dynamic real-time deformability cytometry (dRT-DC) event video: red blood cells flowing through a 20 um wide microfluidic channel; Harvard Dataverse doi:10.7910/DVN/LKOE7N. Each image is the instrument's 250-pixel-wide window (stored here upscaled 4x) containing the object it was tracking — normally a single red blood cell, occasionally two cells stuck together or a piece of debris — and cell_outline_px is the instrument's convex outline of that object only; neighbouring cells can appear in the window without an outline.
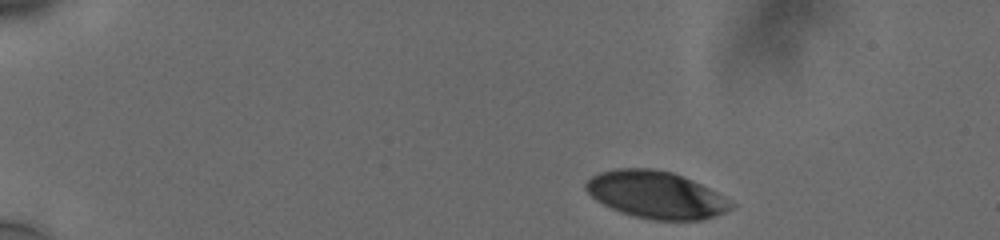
{"species": "human", "species_latin": "Homo sapiens", "temperature_condition": "cold", "stored_images_in_passage": 13, "camera_frame_rate_fps": 3000, "um_per_image_px": 0.085, "donor": {"sex": "male"}, "frame": {"image": 1, "passage_image": 1, "time_ms": 0.0, "image_size_px": [1000, 240], "cell_outline_px": [[736, 208], [700, 220], [652, 220], [636, 216], [612, 208], [596, 200], [584, 188], [584, 184], [592, 176], [600, 172], [616, 168], [652, 168], [672, 172], [684, 176], [724, 196], [736, 204]], "centroid_in_image_um": [55.78, 16.54], "position_along_channel_um": 29.2, "area_um2": 39.77}}
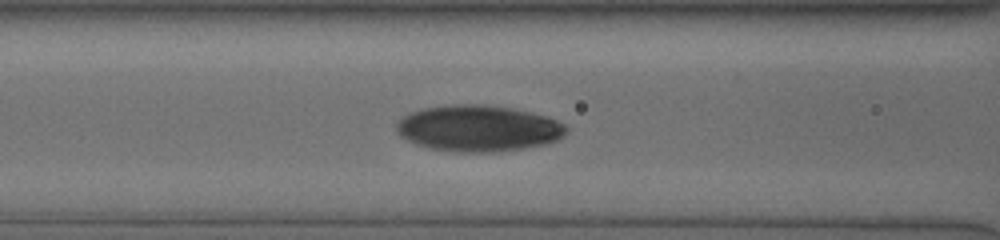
{"frame": {"image": 2, "passage_image": 12, "time_ms": 5.333, "image_size_px": [1000, 240], "cell_outline_px": [[568, 128], [564, 136], [560, 140], [544, 144], [524, 148], [500, 152], [460, 152], [428, 148], [416, 144], [400, 136], [396, 132], [396, 124], [408, 112], [420, 108], [448, 104], [484, 104], [512, 108], [548, 116], [564, 124]], "centroid_in_image_um": [40.65, 10.9], "position_along_channel_um": 125.9, "area_um2": 46.3}}